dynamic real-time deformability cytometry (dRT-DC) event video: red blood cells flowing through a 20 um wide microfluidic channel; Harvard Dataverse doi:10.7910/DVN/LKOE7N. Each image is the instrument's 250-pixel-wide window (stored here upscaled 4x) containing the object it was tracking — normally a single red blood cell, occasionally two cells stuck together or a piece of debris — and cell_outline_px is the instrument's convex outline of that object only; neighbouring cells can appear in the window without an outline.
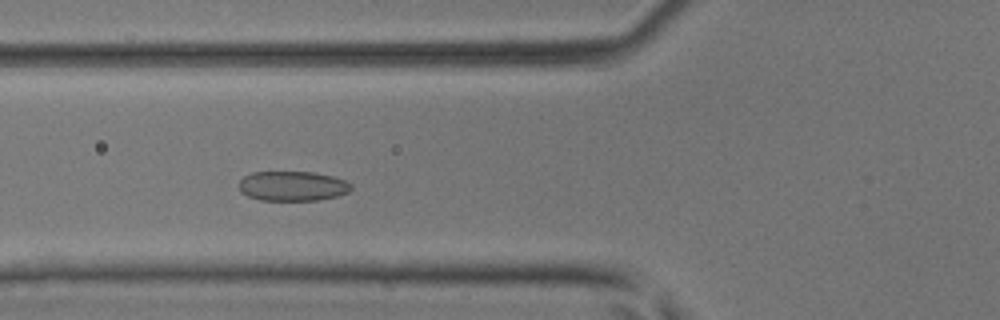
{"species": "common noctule bat (a hibernating species)", "species_latin": "Nyctalus noctula", "temperature_condition": "room temperature", "stored_images_in_passage": 48, "camera_frame_rate_fps": 3000, "um_per_image_px": 0.085, "animal": {"sex": "male", "body_mass_g": 17.9, "forearm_length_mm": 54.2}, "frame": {"image": 1, "passage_image": 16, "time_ms": 5.0, "image_size_px": [1000, 320], "cell_outline_px": [[352, 188], [348, 192], [336, 196], [316, 200], [260, 200], [248, 196], [240, 192], [240, 180], [244, 176], [252, 172], [312, 172], [332, 176], [344, 180], [352, 184]], "centroid_in_image_um": [24.85, 15.81], "position_along_channel_um": 100.9, "area_um2": 19.36}}
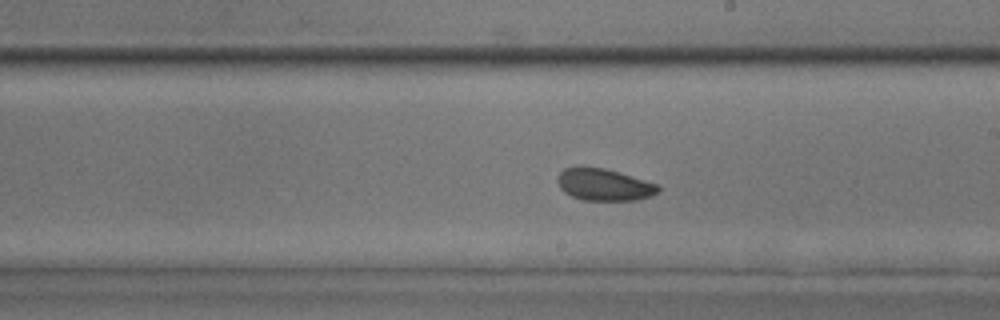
{"frame": {"image": 2, "passage_image": 26, "time_ms": 8.333, "image_size_px": [1000, 320], "cell_outline_px": [[660, 192], [652, 196], [636, 200], [584, 200], [572, 196], [564, 192], [560, 188], [556, 180], [560, 172], [564, 168], [576, 164], [580, 164], [604, 168], [660, 184]], "centroid_in_image_um": [51.33, 15.66], "position_along_channel_um": 237.7, "area_um2": 19.31}}
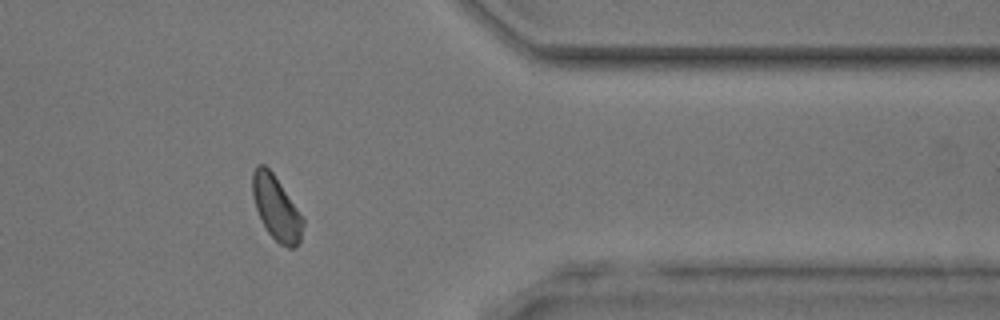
{"frame": {"image": 3, "passage_image": 38, "time_ms": 12.333, "image_size_px": [1000, 320], "cell_outline_px": [[304, 224], [300, 240], [292, 248], [288, 248], [280, 244], [268, 232], [256, 208], [252, 196], [252, 172], [256, 164], [264, 164], [272, 172], [304, 220]], "centroid_in_image_um": [23.46, 17.66], "position_along_channel_um": 387.9, "area_um2": 18.38}, "authors_computed_cell_mechanics": {"area_um2": 19.2185, "velocity_mm_per_s": 4.128, "shape_relaxation_time_tau1_ms": 3.7193, "shape_relaxation_time_tau2_ms": 1.7446, "deformation_change_tau1": 0.0825, "deformation_change_tau2": 0.0608}}